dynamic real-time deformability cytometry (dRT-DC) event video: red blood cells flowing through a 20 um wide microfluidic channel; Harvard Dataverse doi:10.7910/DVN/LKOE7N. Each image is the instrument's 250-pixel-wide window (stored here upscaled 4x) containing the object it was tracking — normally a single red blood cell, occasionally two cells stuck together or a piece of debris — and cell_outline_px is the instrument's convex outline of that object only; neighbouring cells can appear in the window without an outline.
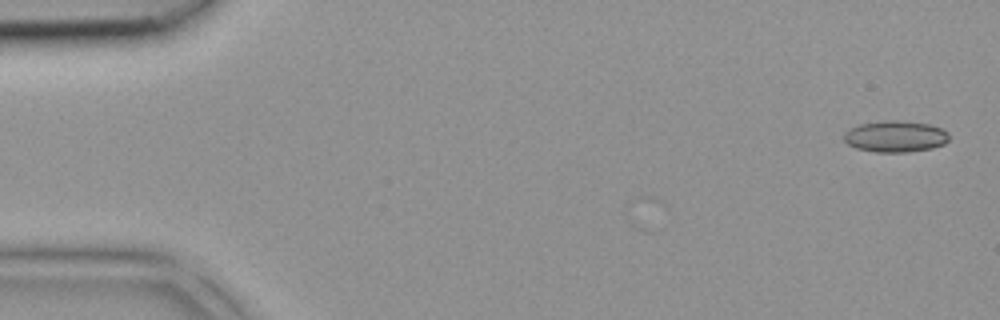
{"species": "common noctule bat (a hibernating species)", "species_latin": "Nyctalus noctula", "temperature_condition": "room temperature", "stored_images_in_passage": 6, "camera_frame_rate_fps": 3000, "um_per_image_px": 0.085, "animal": {"sex": "female", "body_mass_g": 18.4}, "frame": {"image": 1, "passage_image": 1, "time_ms": 0.0, "image_size_px": [1000, 320], "cell_outline_px": [[948, 140], [944, 144], [932, 148], [908, 152], [876, 152], [856, 148], [848, 144], [844, 140], [844, 132], [860, 124], [884, 120], [896, 120], [928, 124], [940, 128], [948, 132]], "centroid_in_image_um": [76.1, 11.6], "position_along_channel_um": 8.9, "area_um2": 19.13}}